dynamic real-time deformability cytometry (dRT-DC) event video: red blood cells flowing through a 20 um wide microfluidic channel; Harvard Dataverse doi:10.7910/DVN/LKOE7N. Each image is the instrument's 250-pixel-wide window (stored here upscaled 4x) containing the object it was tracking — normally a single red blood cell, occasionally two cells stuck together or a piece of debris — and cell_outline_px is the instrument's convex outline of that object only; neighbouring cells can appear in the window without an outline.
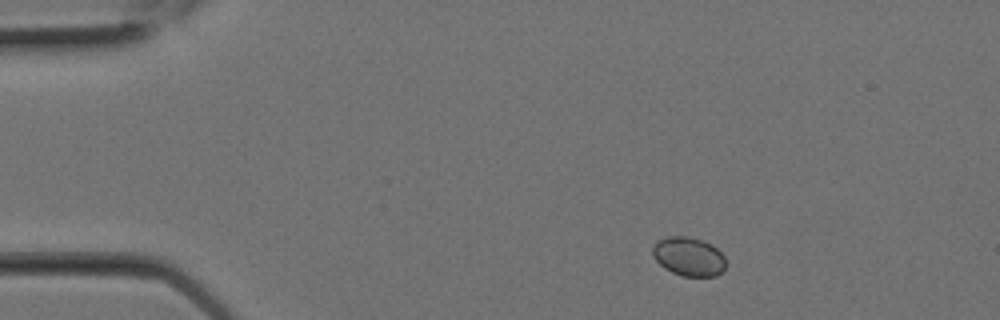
{"species": "Egyptian fruit bat (a non-hibernating species)", "species_latin": "Rousettus aegyptiacus", "temperature_condition": "room temperature", "stored_images_in_passage": 7, "camera_frame_rate_fps": 3000, "um_per_image_px": 0.085, "animal": {"sex": "female"}, "frame": {"image": 1, "passage_image": 1, "time_ms": 0.0, "image_size_px": [1000, 320], "cell_outline_px": [[724, 268], [716, 276], [684, 276], [672, 272], [664, 268], [652, 256], [652, 248], [660, 240], [668, 236], [688, 236], [704, 240], [712, 244], [724, 256]], "centroid_in_image_um": [58.53, 21.79], "position_along_channel_um": 26.5, "area_um2": 16.47}}
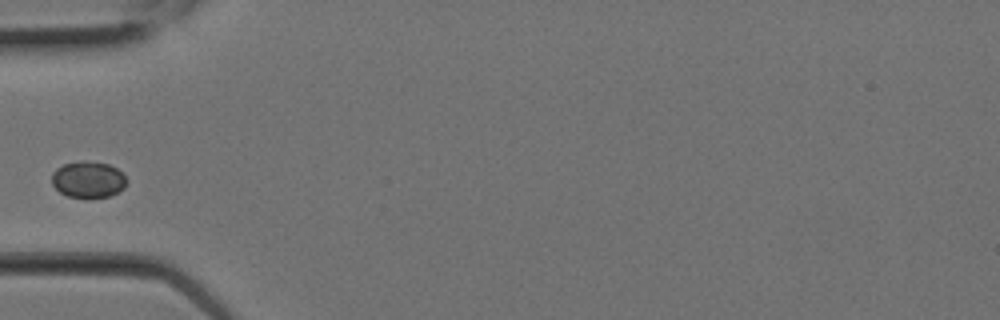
{"frame": {"image": 2, "passage_image": 5, "time_ms": 1.333, "image_size_px": [1000, 320], "cell_outline_px": [[124, 188], [108, 196], [68, 196], [60, 192], [52, 184], [52, 172], [56, 168], [64, 164], [84, 160], [108, 164], [116, 168], [124, 176]], "centroid_in_image_um": [7.44, 15.23], "position_along_channel_um": 77.6, "area_um2": 15.37}}
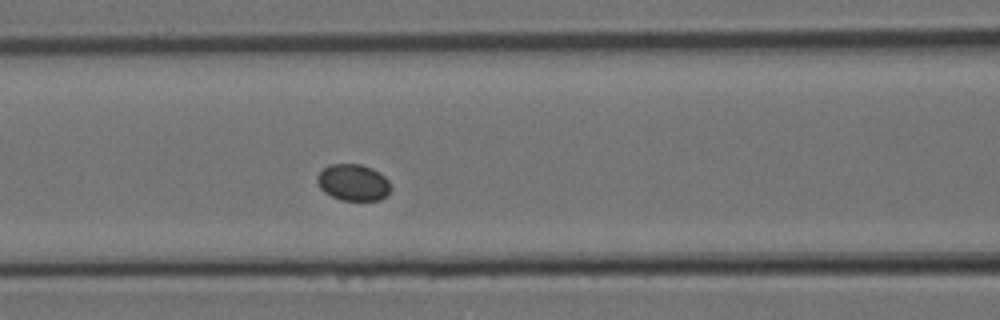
{"frame": {"image": 3, "passage_image": 7, "time_ms": 2.0, "image_size_px": [1000, 320], "cell_outline_px": [[392, 188], [380, 200], [340, 200], [324, 192], [320, 188], [316, 180], [316, 176], [328, 164], [360, 164], [372, 168], [380, 172], [388, 180]], "centroid_in_image_um": [30.01, 15.5], "position_along_channel_um": 136.6, "area_um2": 15.72}}